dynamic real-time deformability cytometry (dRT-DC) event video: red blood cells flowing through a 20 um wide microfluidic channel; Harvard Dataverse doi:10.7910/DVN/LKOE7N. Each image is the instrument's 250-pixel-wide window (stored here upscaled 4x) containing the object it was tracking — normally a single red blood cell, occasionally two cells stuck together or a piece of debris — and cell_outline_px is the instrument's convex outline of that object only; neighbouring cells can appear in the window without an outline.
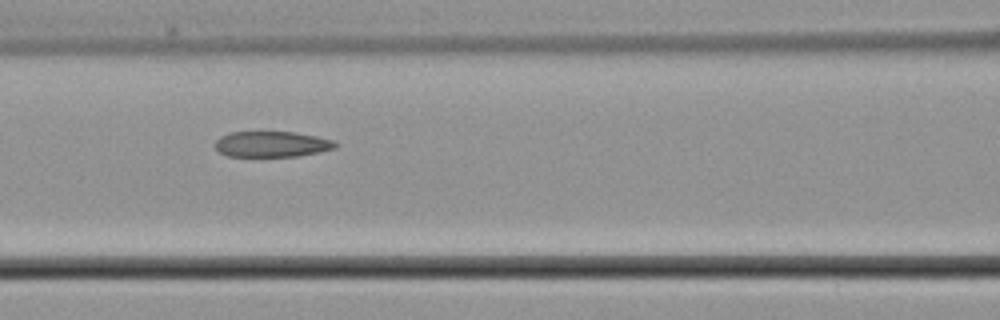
{"species": "common noctule bat (a hibernating species)", "species_latin": "Nyctalus noctula", "temperature_condition": "cold", "stored_images_in_passage": 5, "camera_frame_rate_fps": 3000, "um_per_image_px": 0.085, "animal": {"sex": "male", "body_mass_g": 21.5, "forearm_length_mm": 52.0}, "frame": {"image": 1, "passage_image": 4, "time_ms": 4.667, "image_size_px": [1000, 320], "cell_outline_px": [[340, 144], [336, 148], [320, 152], [296, 156], [228, 156], [220, 152], [216, 148], [216, 140], [220, 136], [228, 132], [296, 132], [336, 140]], "centroid_in_image_um": [23.16, 12.24], "position_along_channel_um": 143.4, "area_um2": 18.15}}
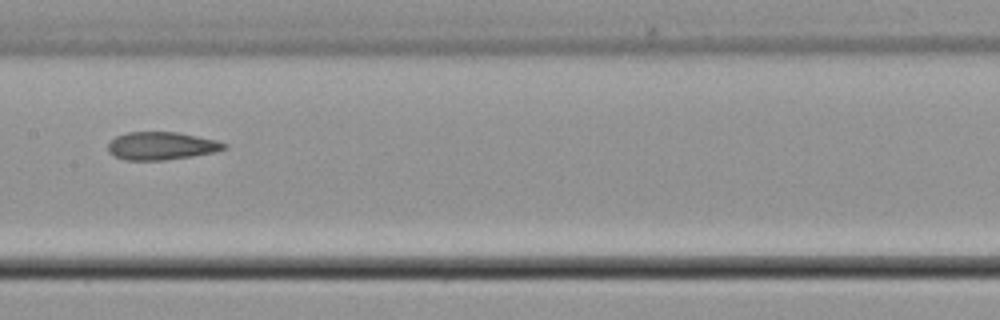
{"frame": {"image": 2, "passage_image": 5, "time_ms": 6.0, "image_size_px": [1000, 320], "cell_outline_px": [[228, 148], [216, 152], [192, 156], [164, 160], [124, 160], [108, 152], [108, 144], [116, 136], [128, 132], [180, 132], [216, 140], [228, 144]], "centroid_in_image_um": [13.76, 12.4], "position_along_channel_um": 193.6, "area_um2": 18.96}}